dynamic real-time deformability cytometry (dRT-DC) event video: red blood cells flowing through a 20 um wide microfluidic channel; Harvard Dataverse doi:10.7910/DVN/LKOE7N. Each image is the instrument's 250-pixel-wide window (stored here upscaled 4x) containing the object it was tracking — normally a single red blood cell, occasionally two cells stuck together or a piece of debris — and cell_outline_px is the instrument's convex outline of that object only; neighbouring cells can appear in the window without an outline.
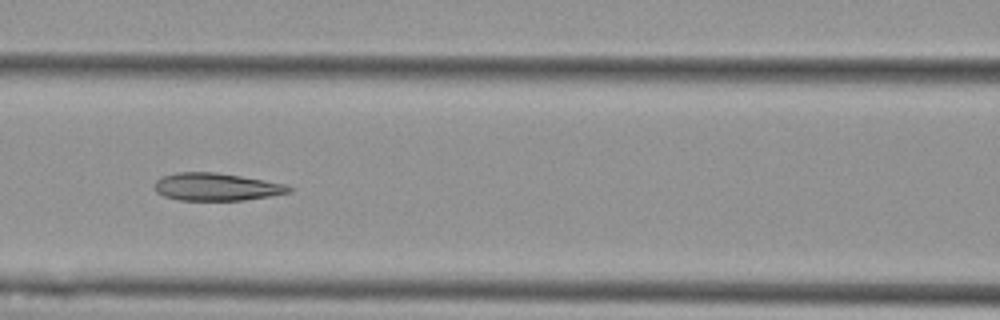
{"species": "Egyptian fruit bat (a non-hibernating species)", "species_latin": "Rousettus aegyptiacus", "temperature_condition": "cold", "stored_images_in_passage": 9, "camera_frame_rate_fps": 3000, "um_per_image_px": 0.085, "animal": {"sex": "female"}, "frame": {"image": 1, "passage_image": 6, "time_ms": 6.667, "image_size_px": [1000, 320], "cell_outline_px": [[292, 192], [244, 200], [180, 200], [164, 196], [156, 192], [152, 184], [156, 180], [164, 176], [176, 172], [216, 172], [264, 180], [284, 184], [292, 188]], "centroid_in_image_um": [18.35, 15.88], "position_along_channel_um": 148.3, "area_um2": 21.56}}
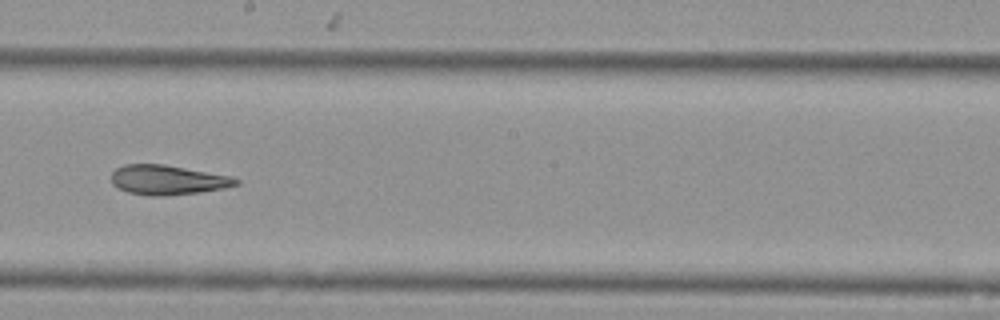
{"frame": {"image": 2, "passage_image": 8, "time_ms": 9.0, "image_size_px": [1000, 320], "cell_outline_px": [[240, 184], [224, 188], [200, 192], [164, 196], [148, 196], [128, 192], [116, 188], [112, 184], [112, 172], [116, 168], [124, 164], [164, 164], [232, 176], [240, 180]], "centroid_in_image_um": [14.25, 15.3], "position_along_channel_um": 234.0, "area_um2": 21.73}}
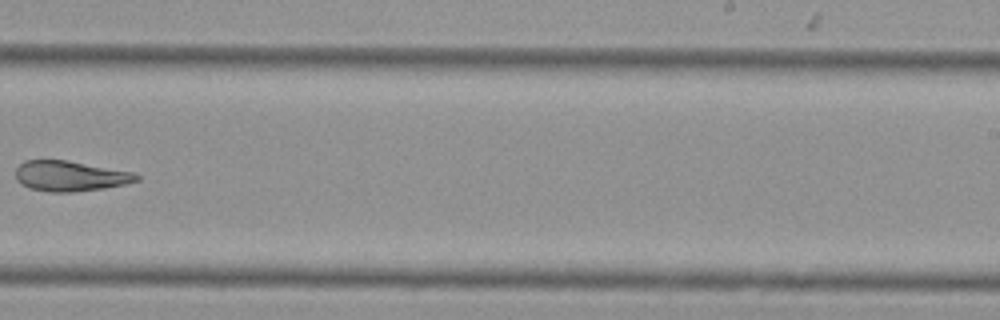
{"frame": {"image": 3, "passage_image": 9, "time_ms": 10.333, "image_size_px": [1000, 320], "cell_outline_px": [[140, 180], [124, 184], [104, 188], [72, 192], [48, 192], [28, 188], [20, 184], [16, 180], [16, 168], [24, 160], [68, 160], [132, 172], [140, 176]], "centroid_in_image_um": [5.93, 14.96], "position_along_channel_um": 283.1, "area_um2": 21.44}}